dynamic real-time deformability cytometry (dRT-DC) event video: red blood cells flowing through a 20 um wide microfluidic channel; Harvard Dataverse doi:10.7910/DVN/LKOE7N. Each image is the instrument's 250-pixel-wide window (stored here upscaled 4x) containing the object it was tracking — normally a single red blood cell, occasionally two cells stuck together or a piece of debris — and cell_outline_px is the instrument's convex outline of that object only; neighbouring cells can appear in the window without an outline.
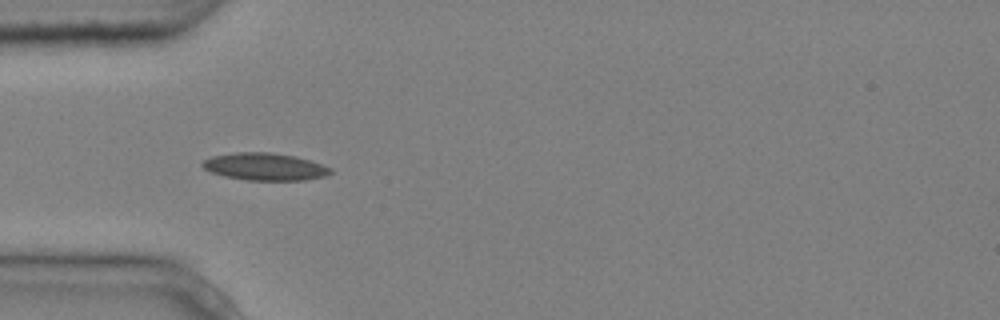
{"species": "common noctule bat (a hibernating species)", "species_latin": "Nyctalus noctula", "temperature_condition": "cold", "stored_images_in_passage": 5, "camera_frame_rate_fps": 3000, "um_per_image_px": 0.085, "animal": {"sex": "male", "body_mass_g": 20.4}, "frame": {"image": 1, "passage_image": 4, "time_ms": 1.0, "image_size_px": [1000, 320], "cell_outline_px": [[332, 172], [324, 176], [304, 180], [248, 180], [224, 176], [212, 172], [204, 168], [200, 164], [204, 160], [212, 156], [236, 152], [268, 152], [296, 156], [332, 168]], "centroid_in_image_um": [22.49, 14.16], "position_along_channel_um": 62.5, "area_um2": 20.23}}
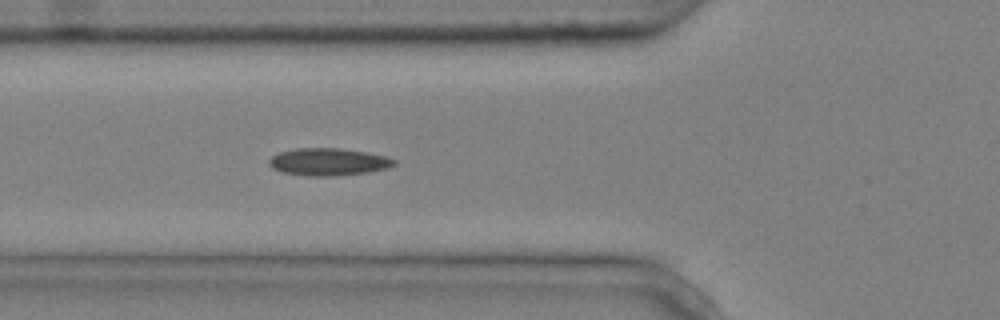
{"frame": {"image": 2, "passage_image": 5, "time_ms": 1.333, "image_size_px": [1000, 320], "cell_outline_px": [[396, 164], [388, 168], [368, 172], [332, 176], [308, 176], [284, 172], [272, 168], [268, 164], [268, 160], [272, 156], [280, 152], [296, 148], [340, 148], [364, 152], [384, 156], [396, 160]], "centroid_in_image_um": [27.89, 13.76], "position_along_channel_um": 97.9, "area_um2": 19.83}}